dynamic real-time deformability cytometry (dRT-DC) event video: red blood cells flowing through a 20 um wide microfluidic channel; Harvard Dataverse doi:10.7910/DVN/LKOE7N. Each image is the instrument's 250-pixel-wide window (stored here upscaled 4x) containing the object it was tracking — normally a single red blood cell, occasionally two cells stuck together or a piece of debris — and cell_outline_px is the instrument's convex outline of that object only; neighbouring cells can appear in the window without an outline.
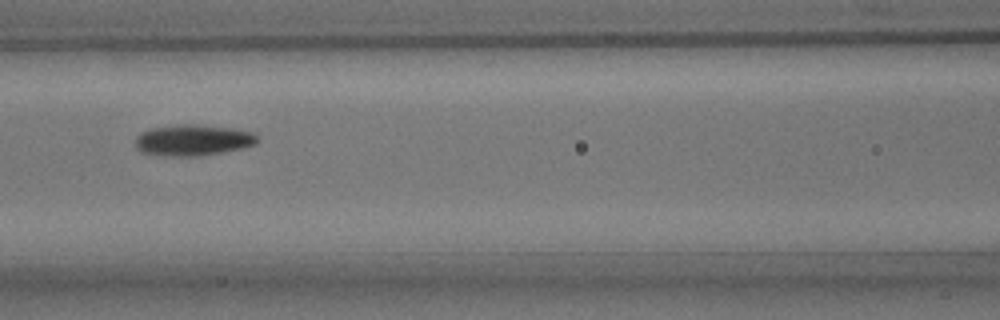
{"species": "common noctule bat (a hibernating species)", "species_latin": "Nyctalus noctula", "temperature_condition": "room temperature", "stored_images_in_passage": 10, "camera_frame_rate_fps": 3000, "um_per_image_px": 0.085, "animal": {"sex": "male", "body_mass_g": 15.6}, "frame": {"image": 1, "passage_image": 7, "time_ms": 7.0, "image_size_px": [1000, 320], "cell_outline_px": [[260, 140], [256, 144], [240, 148], [220, 152], [196, 156], [164, 156], [140, 152], [136, 148], [136, 136], [140, 132], [152, 128], [176, 124], [192, 124], [232, 128], [252, 132]], "centroid_in_image_um": [16.36, 11.91], "position_along_channel_um": 150.2, "area_um2": 22.08}}
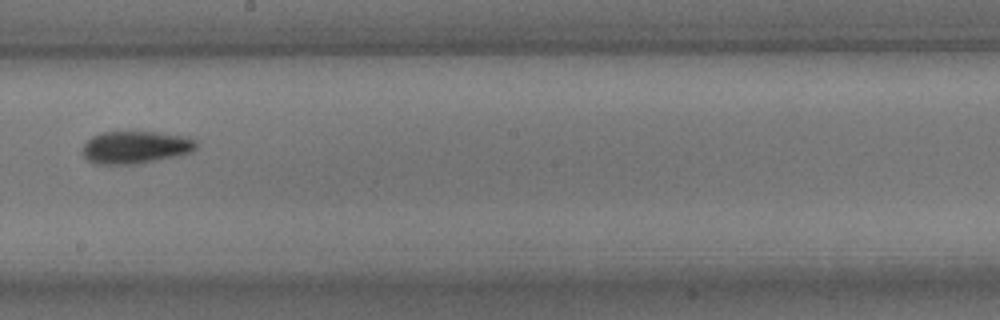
{"frame": {"image": 2, "passage_image": 9, "time_ms": 9.333, "image_size_px": [1000, 320], "cell_outline_px": [[196, 148], [192, 152], [180, 156], [136, 164], [92, 164], [80, 152], [84, 144], [92, 136], [104, 132], [156, 132], [188, 136], [196, 140]], "centroid_in_image_um": [11.53, 12.53], "position_along_channel_um": 236.7, "area_um2": 21.85}}
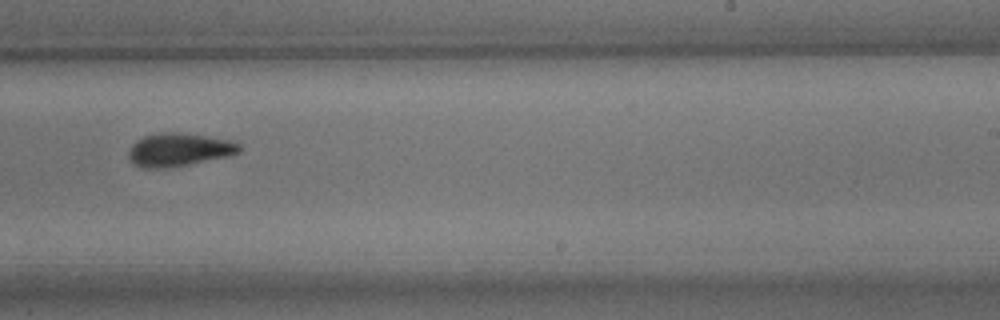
{"frame": {"image": 3, "passage_image": 10, "time_ms": 10.333, "image_size_px": [1000, 320], "cell_outline_px": [[240, 152], [228, 156], [188, 164], [164, 168], [140, 168], [132, 164], [128, 156], [128, 152], [132, 144], [136, 140], [144, 136], [164, 132], [180, 132], [228, 140], [240, 144]], "centroid_in_image_um": [15.15, 12.73], "position_along_channel_um": 273.8, "area_um2": 21.27}}